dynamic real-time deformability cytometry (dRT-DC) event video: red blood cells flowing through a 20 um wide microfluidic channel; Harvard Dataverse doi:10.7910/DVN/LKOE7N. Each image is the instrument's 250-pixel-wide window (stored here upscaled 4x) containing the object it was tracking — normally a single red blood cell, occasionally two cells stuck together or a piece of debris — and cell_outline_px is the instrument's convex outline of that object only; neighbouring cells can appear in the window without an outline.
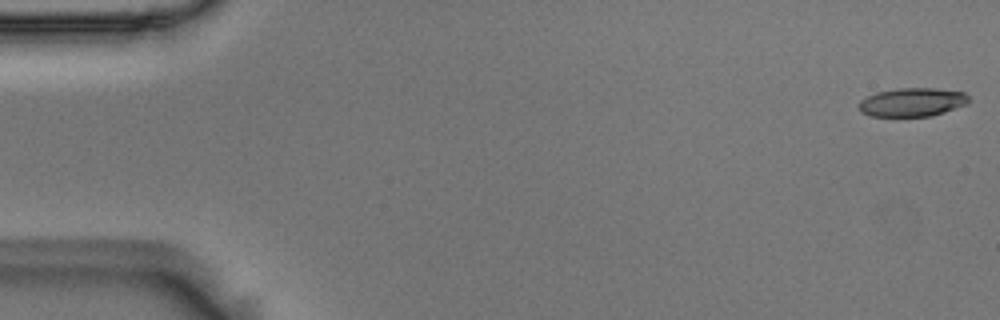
{"species": "Egyptian fruit bat (a non-hibernating species)", "species_latin": "Rousettus aegyptiacus", "temperature_condition": "room temperature", "stored_images_in_passage": 4, "camera_frame_rate_fps": 3000, "um_per_image_px": 0.085, "animal": {"sex": "male"}, "frame": {"image": 1, "passage_image": 1, "time_ms": 0.0, "image_size_px": [1000, 320], "cell_outline_px": [[968, 104], [932, 116], [872, 116], [860, 112], [856, 104], [860, 100], [876, 92], [896, 88], [936, 88], [964, 92], [968, 96]], "centroid_in_image_um": [77.51, 8.68], "position_along_channel_um": 7.5, "area_um2": 18.5}}